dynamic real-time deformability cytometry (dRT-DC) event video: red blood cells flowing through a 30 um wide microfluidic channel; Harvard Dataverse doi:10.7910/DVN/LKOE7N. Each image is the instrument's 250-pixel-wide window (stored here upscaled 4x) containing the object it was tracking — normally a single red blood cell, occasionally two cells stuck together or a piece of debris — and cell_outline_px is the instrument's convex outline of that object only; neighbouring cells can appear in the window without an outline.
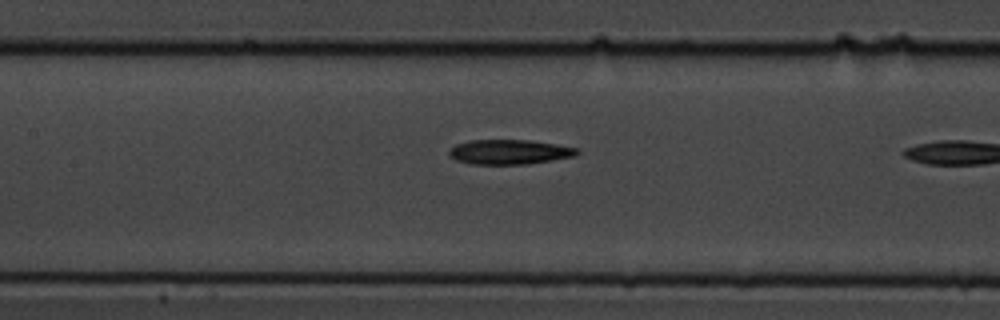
{"species": "common noctule bat (a hibernating species)", "species_latin": "Nyctalus noctula", "temperature_condition": "cold", "stored_images_in_passage": 9, "camera_frame_rate_fps": 3000, "um_per_image_px": 0.085, "animal": {"sex": "male", "body_mass_g": 19.5, "forearm_length_mm": 54.6}, "frame": {"image": 1, "passage_image": 9, "time_ms": 2.667, "image_size_px": [1000, 320], "cell_outline_px": [[580, 152], [576, 156], [528, 164], [472, 164], [456, 160], [448, 156], [448, 152], [456, 144], [468, 140], [528, 140], [556, 144], [580, 148]], "centroid_in_image_um": [43.32, 12.91], "position_along_channel_um": 164.1, "area_um2": 18.55}}